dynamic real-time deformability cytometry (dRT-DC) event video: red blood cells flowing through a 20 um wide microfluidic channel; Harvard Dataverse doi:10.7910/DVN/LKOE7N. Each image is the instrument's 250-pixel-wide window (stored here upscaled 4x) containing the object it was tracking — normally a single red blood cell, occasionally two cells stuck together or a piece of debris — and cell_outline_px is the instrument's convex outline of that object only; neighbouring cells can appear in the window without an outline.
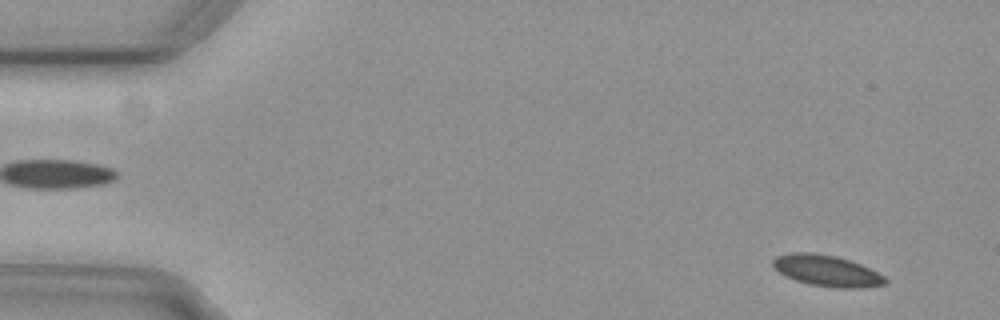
{"species": "common noctule bat (a hibernating species)", "species_latin": "Nyctalus noctula", "temperature_condition": "cold", "stored_images_in_passage": 56, "camera_frame_rate_fps": 3000, "um_per_image_px": 0.085, "animal": {"sex": "female", "body_mass_g": 29.2, "forearm_length_mm": 56.3}, "frame": {"image": 1, "passage_image": 4, "time_ms": 1.0, "image_size_px": [1000, 320], "cell_outline_px": [[888, 280], [884, 284], [860, 288], [836, 288], [808, 284], [784, 276], [772, 268], [772, 260], [776, 256], [788, 252], [812, 252], [836, 256], [860, 264], [884, 276]], "centroid_in_image_um": [70.2, 23.01], "position_along_channel_um": 14.8, "area_um2": 20.52}}
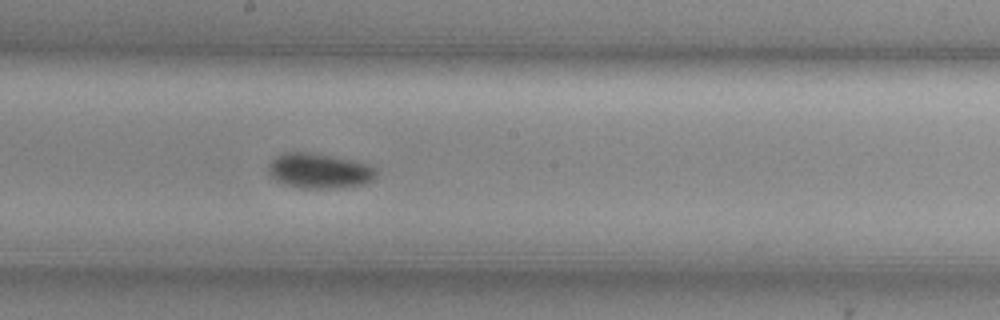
{"frame": {"image": 2, "passage_image": 30, "time_ms": 9.667, "image_size_px": [1000, 320], "cell_outline_px": [[376, 176], [372, 180], [364, 184], [340, 188], [304, 188], [284, 184], [268, 176], [268, 164], [276, 156], [288, 152], [308, 152], [352, 160], [368, 164], [376, 168]], "centroid_in_image_um": [27.12, 14.53], "position_along_channel_um": 221.1, "area_um2": 22.02}}
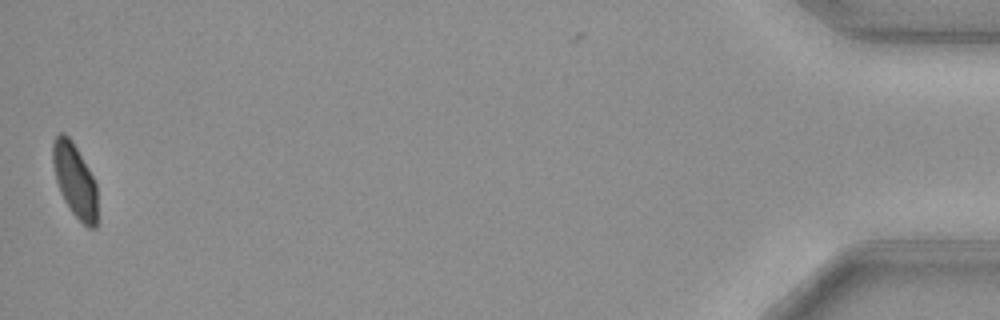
{"frame": {"image": 3, "passage_image": 55, "time_ms": 18.0, "image_size_px": [1000, 320], "cell_outline_px": [[96, 228], [88, 228], [72, 212], [64, 200], [60, 192], [56, 180], [52, 164], [52, 140], [60, 132], [64, 132], [72, 140], [88, 168], [96, 184]], "centroid_in_image_um": [6.32, 15.28], "position_along_channel_um": 428.9, "area_um2": 19.02}, "authors_computed_cell_mechanics": {"area_um2": 20.4901, "velocity_mm_per_s": 3.7001, "shape_relaxation_time_tau1_ms": 8.717, "shape_relaxation_time_tau2_ms": null, "deformation_change_tau1": 0.1402, "deformation_change_tau2": null}}